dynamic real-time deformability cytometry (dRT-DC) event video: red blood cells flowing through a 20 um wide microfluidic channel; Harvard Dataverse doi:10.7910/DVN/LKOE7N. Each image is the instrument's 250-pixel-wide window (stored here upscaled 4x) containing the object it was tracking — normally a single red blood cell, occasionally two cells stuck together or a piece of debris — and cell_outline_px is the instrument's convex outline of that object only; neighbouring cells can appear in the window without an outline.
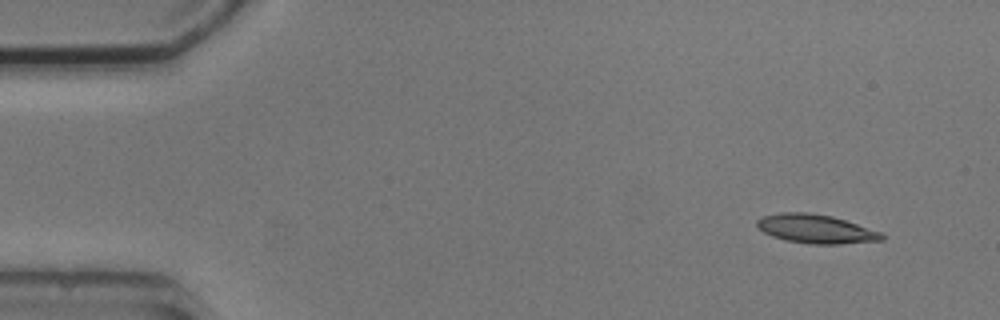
{"species": "common noctule bat (a hibernating species)", "species_latin": "Nyctalus noctula", "temperature_condition": "cold", "stored_images_in_passage": 2, "camera_frame_rate_fps": 3000, "um_per_image_px": 0.085, "animal": {"sex": "male", "body_mass_g": 20.5, "forearm_length_mm": 52.5}, "frame": {"image": 1, "passage_image": 1, "time_ms": 0.0, "image_size_px": [1000, 320], "cell_outline_px": [[884, 240], [840, 244], [812, 244], [784, 240], [772, 236], [764, 232], [756, 224], [756, 220], [764, 216], [780, 212], [808, 212], [832, 216], [880, 232], [884, 236]], "centroid_in_image_um": [69.32, 19.46], "position_along_channel_um": 15.7, "area_um2": 20.81}}